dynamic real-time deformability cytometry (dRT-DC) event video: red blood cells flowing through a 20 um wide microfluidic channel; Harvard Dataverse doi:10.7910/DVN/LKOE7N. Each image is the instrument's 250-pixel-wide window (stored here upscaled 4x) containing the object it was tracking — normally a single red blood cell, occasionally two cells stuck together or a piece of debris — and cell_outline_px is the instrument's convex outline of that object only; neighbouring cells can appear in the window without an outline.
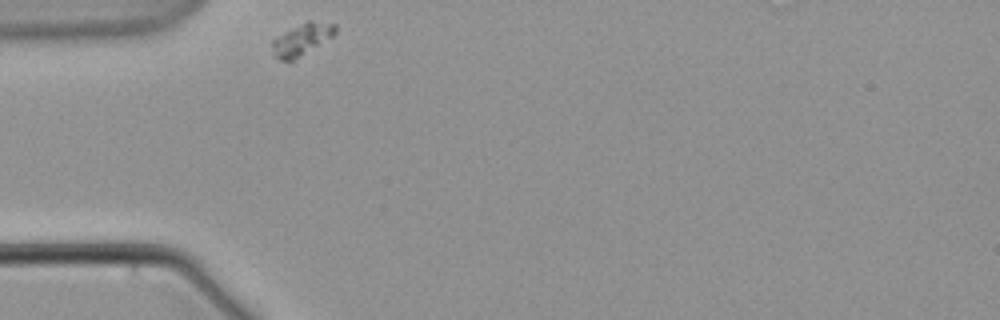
{"species": "common noctule bat (a hibernating species)", "species_latin": "Nyctalus noctula", "temperature_condition": "warm", "stored_images_in_passage": 1, "camera_frame_rate_fps": 3000, "um_per_image_px": 0.085, "animal": {"sex": "male", "body_mass_g": 21.5, "forearm_length_mm": 52.0}, "frame": {"image": 1, "passage_image": 1, "time_ms": 0.0, "image_size_px": [1000, 320], "cell_outline_px": [[336, 32], [332, 36], [292, 64], [280, 60], [276, 56], [272, 44], [272, 40], [284, 32], [308, 20], [312, 20], [336, 24]], "centroid_in_image_um": [25.67, 3.39], "position_along_channel_um": 59.3, "area_um2": 11.91}}